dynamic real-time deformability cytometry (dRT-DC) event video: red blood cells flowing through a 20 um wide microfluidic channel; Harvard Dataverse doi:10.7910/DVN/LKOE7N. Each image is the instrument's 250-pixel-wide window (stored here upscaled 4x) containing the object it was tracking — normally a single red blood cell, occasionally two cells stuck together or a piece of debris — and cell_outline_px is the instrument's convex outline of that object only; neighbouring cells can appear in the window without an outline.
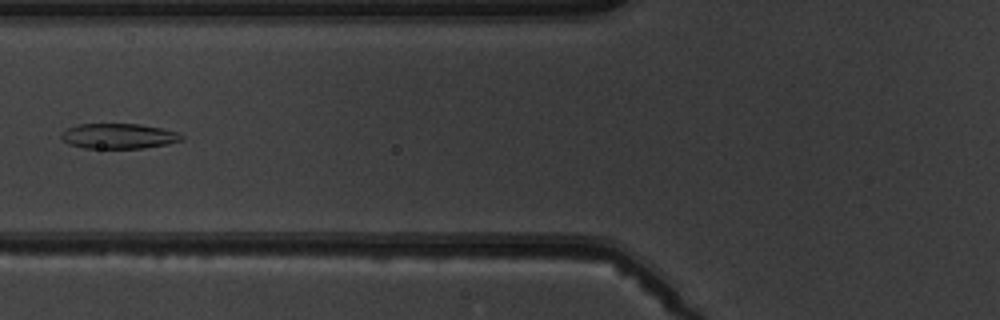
{"species": "common noctule bat (a hibernating species)", "species_latin": "Nyctalus noctula", "temperature_condition": "warm", "stored_images_in_passage": 4, "camera_frame_rate_fps": 3000, "um_per_image_px": 0.085, "animal": {"sex": "male", "body_mass_g": 19.5, "forearm_length_mm": 54.6}, "frame": {"image": 1, "passage_image": 4, "time_ms": 4.333, "image_size_px": [1000, 320], "cell_outline_px": [[184, 140], [168, 144], [144, 148], [84, 148], [68, 144], [60, 136], [68, 128], [76, 124], [140, 124], [160, 128], [176, 132], [184, 136]], "centroid_in_image_um": [10.1, 11.57], "position_along_channel_um": 115.7, "area_um2": 17.63}}